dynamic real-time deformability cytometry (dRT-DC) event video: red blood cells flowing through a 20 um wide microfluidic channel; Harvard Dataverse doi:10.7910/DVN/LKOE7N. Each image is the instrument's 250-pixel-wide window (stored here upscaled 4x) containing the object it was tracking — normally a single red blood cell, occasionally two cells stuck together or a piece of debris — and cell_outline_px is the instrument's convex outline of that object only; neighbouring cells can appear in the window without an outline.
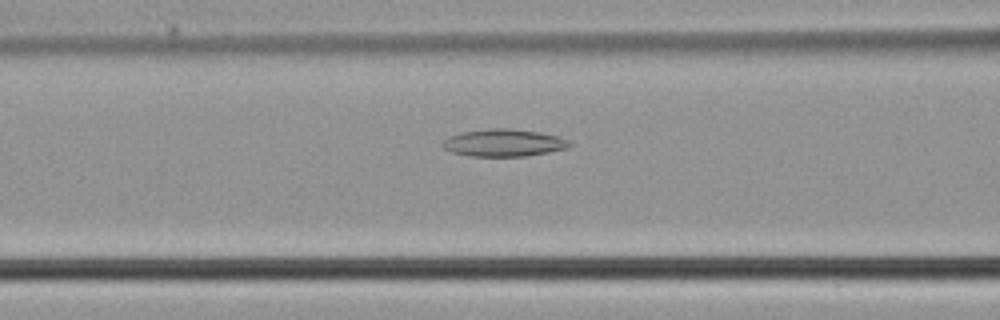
{"species": "common noctule bat (a hibernating species)", "species_latin": "Nyctalus noctula", "temperature_condition": "cold", "stored_images_in_passage": 35, "camera_frame_rate_fps": 3000, "um_per_image_px": 0.085, "animal": {"sex": "male", "body_mass_g": 21.5, "forearm_length_mm": 52.0}, "frame": {"image": 1, "passage_image": 9, "time_ms": 2.667, "image_size_px": [1000, 320], "cell_outline_px": [[572, 144], [568, 148], [528, 156], [472, 156], [452, 152], [444, 148], [440, 144], [448, 136], [460, 132], [488, 128], [508, 128], [540, 132], [560, 136], [568, 140]], "centroid_in_image_um": [42.82, 12.13], "position_along_channel_um": 123.8, "area_um2": 20.4}}
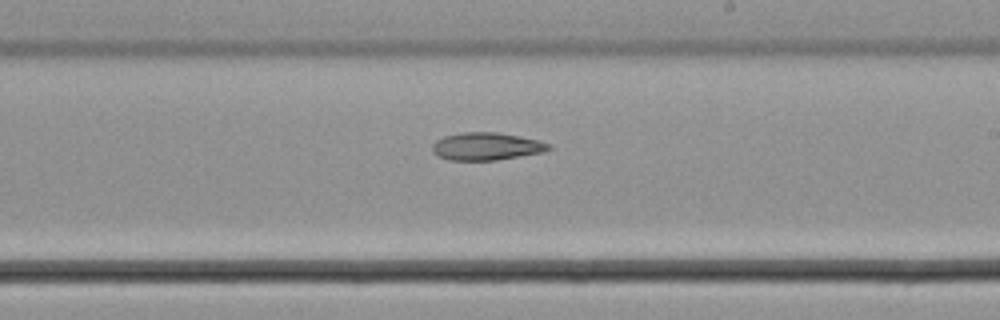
{"frame": {"image": 2, "passage_image": 18, "time_ms": 5.667, "image_size_px": [1000, 320], "cell_outline_px": [[552, 148], [544, 152], [496, 160], [448, 160], [436, 156], [432, 152], [432, 144], [436, 140], [444, 136], [464, 132], [496, 132], [520, 136], [540, 140], [552, 144]], "centroid_in_image_um": [41.35, 12.44], "position_along_channel_um": 247.6, "area_um2": 18.96}}
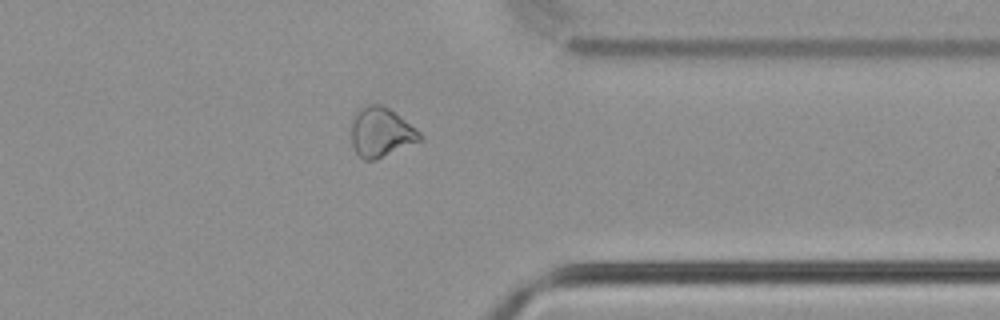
{"frame": {"image": 3, "passage_image": 28, "time_ms": 9.0, "image_size_px": [1000, 320], "cell_outline_px": [[424, 140], [376, 160], [364, 160], [356, 152], [352, 144], [352, 116], [360, 108], [368, 104], [380, 104], [388, 108], [420, 132], [424, 136]], "centroid_in_image_um": [32.4, 11.26], "position_along_channel_um": 379.0, "area_um2": 19.83}}